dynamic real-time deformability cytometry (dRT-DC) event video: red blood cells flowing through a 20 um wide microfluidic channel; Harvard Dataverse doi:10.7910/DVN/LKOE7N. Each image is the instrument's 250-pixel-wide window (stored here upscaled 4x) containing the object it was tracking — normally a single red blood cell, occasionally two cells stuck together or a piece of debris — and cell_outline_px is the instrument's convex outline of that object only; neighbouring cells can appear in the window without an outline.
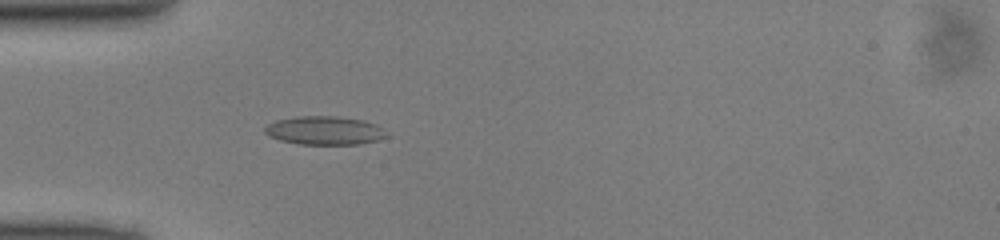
{"species": "common noctule bat (a hibernating species)", "species_latin": "Nyctalus noctula", "temperature_condition": "cold", "stored_images_in_passage": 36, "camera_frame_rate_fps": 3000, "um_per_image_px": 0.085, "animal": {"sex": "male", "body_mass_g": 13.0, "forearm_length_mm": 53.1}, "frame": {"image": 1, "passage_image": 1, "time_ms": 0.0, "image_size_px": [1000, 240], "cell_outline_px": [[388, 136], [376, 140], [360, 144], [300, 144], [280, 140], [268, 136], [264, 132], [264, 128], [268, 124], [276, 120], [296, 116], [336, 116], [364, 120], [376, 124], [384, 128]], "centroid_in_image_um": [27.59, 11.08], "position_along_channel_um": 57.4, "area_um2": 20.35}}
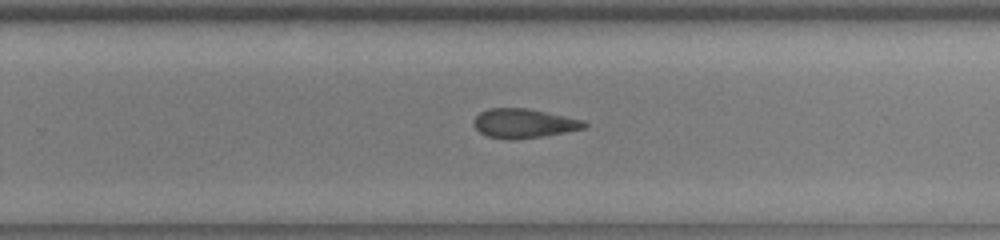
{"frame": {"image": 2, "passage_image": 18, "time_ms": 5.667, "image_size_px": [1000, 240], "cell_outline_px": [[588, 124], [584, 128], [544, 136], [512, 140], [508, 140], [488, 136], [480, 132], [472, 124], [476, 116], [480, 112], [488, 108], [528, 108], [584, 120]], "centroid_in_image_um": [44.5, 10.48], "position_along_channel_um": 285.3, "area_um2": 18.84}}
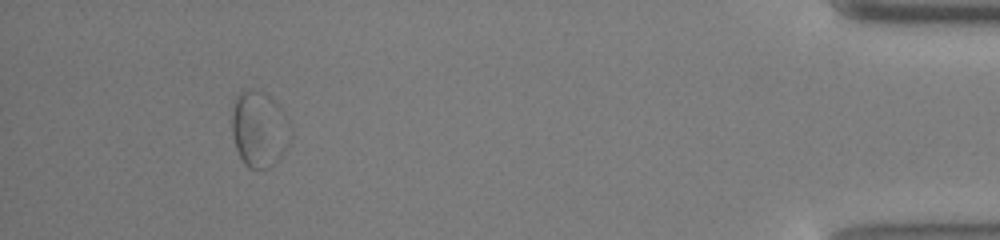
{"frame": {"image": 3, "passage_image": 32, "time_ms": 10.333, "image_size_px": [1000, 240], "cell_outline_px": [[288, 144], [284, 152], [268, 168], [248, 168], [244, 164], [236, 148], [232, 136], [232, 100], [244, 88], [260, 92], [272, 96], [280, 104], [288, 120]], "centroid_in_image_um": [21.99, 10.93], "position_along_channel_um": 413.2, "area_um2": 26.01}}